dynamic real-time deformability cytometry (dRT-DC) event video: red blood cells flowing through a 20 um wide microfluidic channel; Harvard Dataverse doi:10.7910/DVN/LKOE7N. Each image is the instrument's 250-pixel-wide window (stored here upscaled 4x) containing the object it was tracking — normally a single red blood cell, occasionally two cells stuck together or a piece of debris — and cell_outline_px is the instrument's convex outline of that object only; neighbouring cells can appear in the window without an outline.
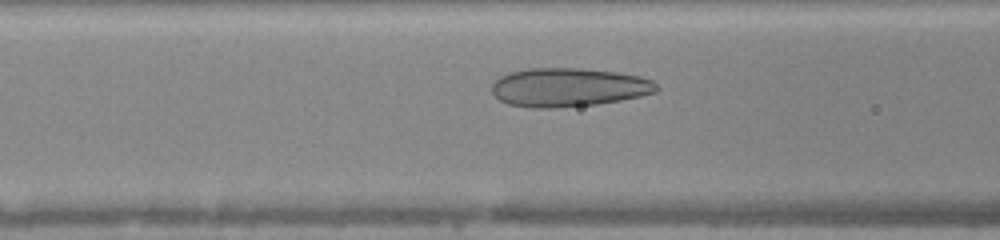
{"species": "human", "species_latin": "Homo sapiens", "temperature_condition": "warm", "stored_images_in_passage": 28, "camera_frame_rate_fps": 3000, "um_per_image_px": 0.085, "donor": {"sex": "female"}, "frame": {"image": 1, "passage_image": 7, "time_ms": 2.0, "image_size_px": [1000, 240], "cell_outline_px": [[660, 88], [656, 92], [640, 96], [620, 100], [596, 104], [556, 108], [528, 108], [508, 104], [500, 100], [492, 92], [492, 84], [500, 76], [508, 72], [528, 68], [576, 68], [616, 72], [640, 76], [652, 80]], "centroid_in_image_um": [48.31, 7.42], "position_along_channel_um": 118.3, "area_um2": 37.28}}
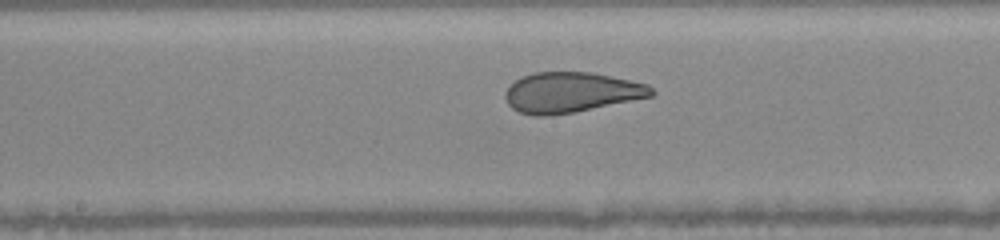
{"frame": {"image": 2, "passage_image": 13, "time_ms": 4.0, "image_size_px": [1000, 240], "cell_outline_px": [[656, 92], [652, 96], [576, 112], [548, 116], [532, 116], [520, 112], [512, 108], [508, 104], [504, 96], [504, 92], [508, 84], [524, 76], [536, 72], [592, 72], [648, 84]], "centroid_in_image_um": [48.52, 7.86], "position_along_channel_um": 199.7, "area_um2": 34.51}}
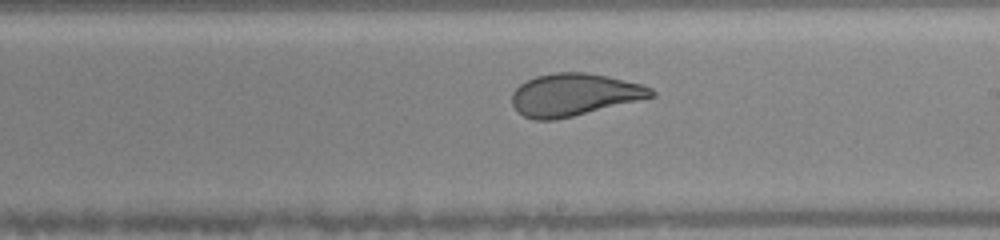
{"frame": {"image": 3, "passage_image": 16, "time_ms": 5.0, "image_size_px": [1000, 240], "cell_outline_px": [[656, 96], [556, 120], [532, 120], [524, 116], [512, 104], [512, 92], [520, 84], [536, 76], [556, 72], [588, 72], [608, 76], [644, 84], [652, 88], [656, 92]], "centroid_in_image_um": [48.83, 8.04], "position_along_channel_um": 240.2, "area_um2": 34.45}}